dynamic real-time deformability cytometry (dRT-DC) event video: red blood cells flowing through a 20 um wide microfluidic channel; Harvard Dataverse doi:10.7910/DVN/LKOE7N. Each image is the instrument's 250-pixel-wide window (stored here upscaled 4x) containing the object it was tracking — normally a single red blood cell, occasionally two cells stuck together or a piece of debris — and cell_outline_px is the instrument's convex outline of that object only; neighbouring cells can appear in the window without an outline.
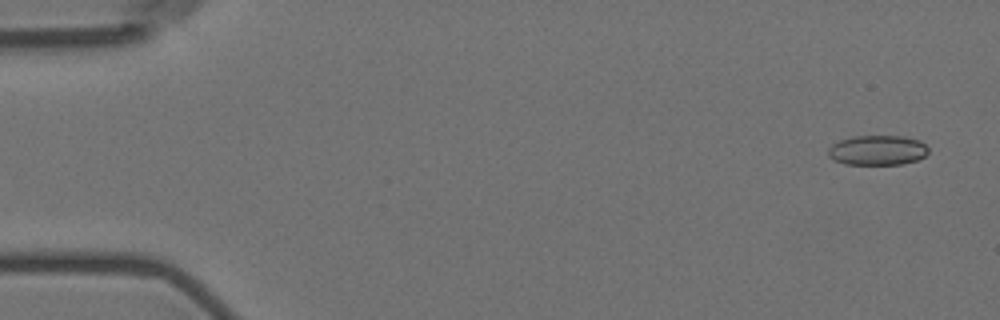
{"species": "Egyptian fruit bat (a non-hibernating species)", "species_latin": "Rousettus aegyptiacus", "temperature_condition": "room temperature", "stored_images_in_passage": 5, "camera_frame_rate_fps": 3000, "um_per_image_px": 0.085, "animal": {"sex": "female"}, "frame": {"image": 1, "passage_image": 1, "time_ms": 0.0, "image_size_px": [1000, 320], "cell_outline_px": [[928, 152], [924, 156], [916, 160], [900, 164], [844, 164], [832, 160], [828, 156], [828, 148], [832, 144], [840, 140], [852, 136], [904, 136], [920, 140], [928, 148]], "centroid_in_image_um": [74.55, 12.76], "position_along_channel_um": 10.4, "area_um2": 17.51}}
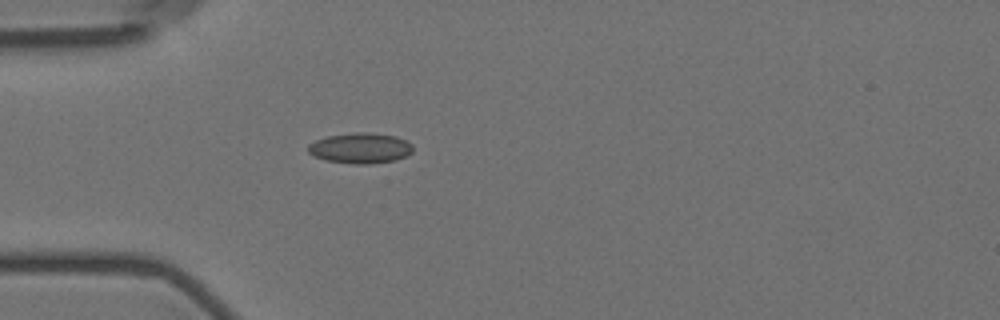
{"frame": {"image": 2, "passage_image": 5, "time_ms": 4.667, "image_size_px": [1000, 320], "cell_outline_px": [[412, 152], [408, 156], [396, 160], [368, 164], [356, 164], [328, 160], [316, 156], [308, 152], [308, 144], [316, 140], [328, 136], [352, 132], [368, 132], [396, 136], [412, 144]], "centroid_in_image_um": [30.66, 12.58], "position_along_channel_um": 54.3, "area_um2": 18.55}}